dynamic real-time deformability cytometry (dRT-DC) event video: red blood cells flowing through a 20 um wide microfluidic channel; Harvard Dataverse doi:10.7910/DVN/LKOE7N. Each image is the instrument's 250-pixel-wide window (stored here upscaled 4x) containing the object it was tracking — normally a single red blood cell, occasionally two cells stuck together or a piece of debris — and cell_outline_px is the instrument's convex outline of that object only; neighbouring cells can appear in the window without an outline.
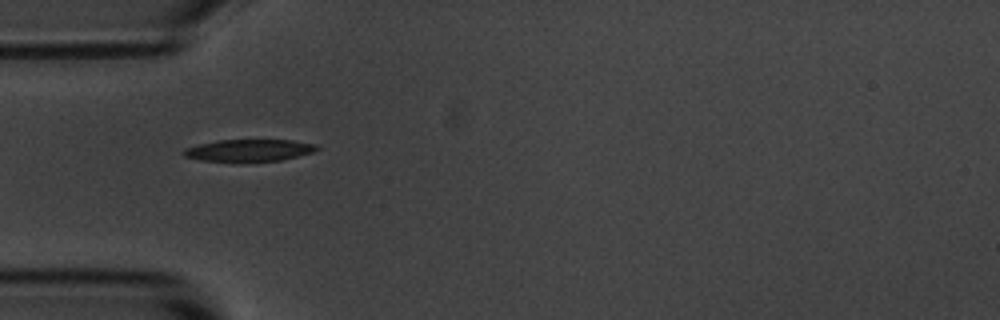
{"species": "common noctule bat (a hibernating species)", "species_latin": "Nyctalus noctula", "temperature_condition": "room temperature", "stored_images_in_passage": 4, "camera_frame_rate_fps": 3000, "um_per_image_px": 0.085, "animal": {"sex": "male", "body_mass_g": 20.1, "forearm_length_mm": 53.5}, "frame": {"image": 1, "passage_image": 3, "time_ms": 3.333, "image_size_px": [1000, 320], "cell_outline_px": [[320, 148], [312, 152], [280, 160], [200, 160], [184, 156], [180, 152], [184, 148], [196, 144], [220, 140], [292, 140], [312, 144]], "centroid_in_image_um": [21.09, 12.75], "position_along_channel_um": 63.9, "area_um2": 16.53}}